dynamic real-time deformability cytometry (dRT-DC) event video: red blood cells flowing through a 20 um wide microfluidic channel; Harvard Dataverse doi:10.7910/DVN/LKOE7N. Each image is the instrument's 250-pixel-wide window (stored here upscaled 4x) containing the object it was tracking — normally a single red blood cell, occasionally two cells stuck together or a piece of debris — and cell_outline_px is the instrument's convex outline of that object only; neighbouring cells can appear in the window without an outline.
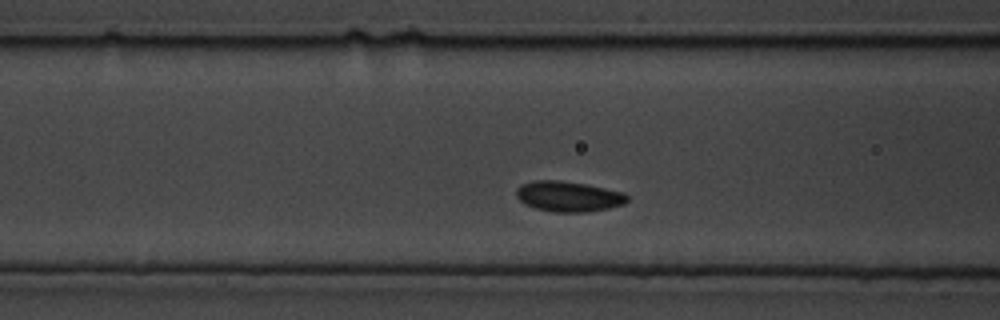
{"species": "common noctule bat (a hibernating species)", "species_latin": "Nyctalus noctula", "temperature_condition": "cold", "stored_images_in_passage": 72, "camera_frame_rate_fps": 3000, "um_per_image_px": 0.085, "animal": {"sex": "male", "body_mass_g": 19.5, "forearm_length_mm": 54.6}, "frame": {"image": 1, "passage_image": 18, "time_ms": 5.667, "image_size_px": [1000, 320], "cell_outline_px": [[628, 200], [624, 204], [608, 208], [588, 212], [552, 212], [536, 208], [524, 204], [516, 196], [516, 188], [520, 184], [532, 180], [560, 180], [588, 184], [624, 192], [628, 196]], "centroid_in_image_um": [48.31, 16.68], "position_along_channel_um": 118.3, "area_um2": 19.94}}
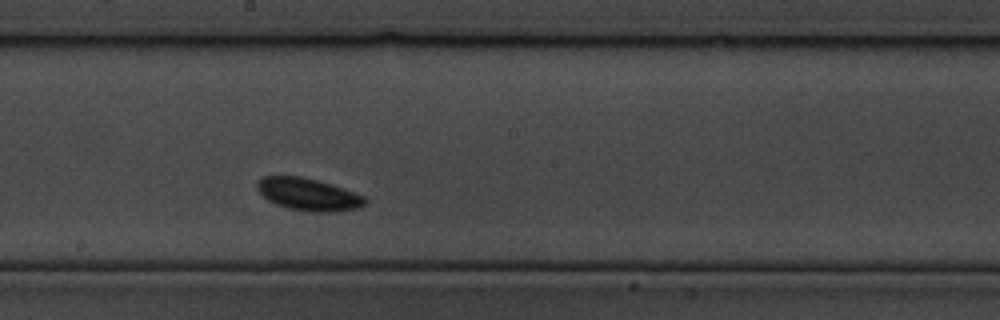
{"frame": {"image": 2, "passage_image": 32, "time_ms": 10.333, "image_size_px": [1000, 320], "cell_outline_px": [[368, 200], [360, 208], [332, 212], [316, 212], [288, 208], [276, 204], [268, 200], [256, 188], [256, 184], [264, 176], [300, 176], [332, 184], [344, 188], [364, 196]], "centroid_in_image_um": [26.23, 16.52], "position_along_channel_um": 222.0, "area_um2": 20.23}}
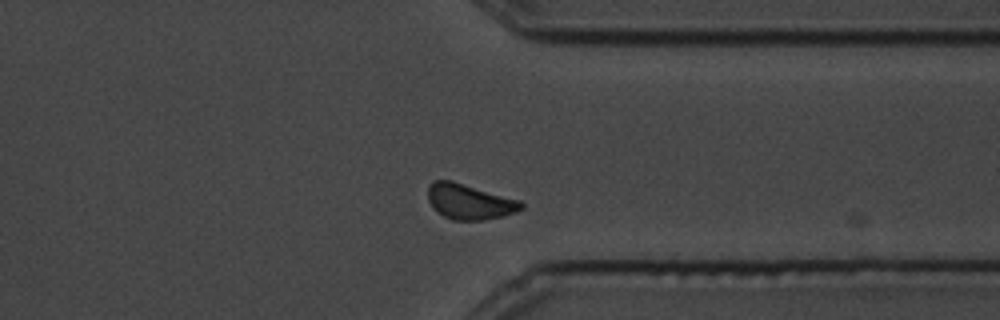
{"frame": {"image": 3, "passage_image": 52, "time_ms": 17.0, "image_size_px": [1000, 320], "cell_outline_px": [[524, 208], [516, 212], [484, 220], [452, 220], [444, 216], [428, 200], [428, 184], [432, 180], [452, 180], [520, 200], [524, 204]], "centroid_in_image_um": [39.91, 17.12], "position_along_channel_um": 371.5, "area_um2": 19.13}}